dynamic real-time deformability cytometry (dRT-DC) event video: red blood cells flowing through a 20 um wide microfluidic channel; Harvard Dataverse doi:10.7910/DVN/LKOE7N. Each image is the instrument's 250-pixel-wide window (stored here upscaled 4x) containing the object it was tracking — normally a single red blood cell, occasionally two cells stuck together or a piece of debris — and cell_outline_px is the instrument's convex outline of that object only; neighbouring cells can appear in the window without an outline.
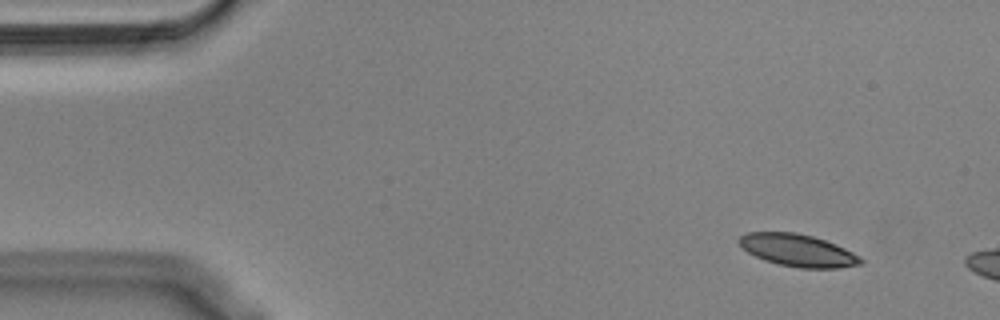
{"species": "Egyptian fruit bat (a non-hibernating species)", "species_latin": "Rousettus aegyptiacus", "temperature_condition": "cold", "stored_images_in_passage": 7, "camera_frame_rate_fps": 3000, "um_per_image_px": 0.085, "animal": {"sex": "male"}, "frame": {"image": 1, "passage_image": 1, "time_ms": 0.0, "image_size_px": [1000, 320], "cell_outline_px": [[864, 264], [840, 268], [800, 268], [780, 264], [764, 260], [748, 252], [736, 240], [740, 236], [748, 232], [796, 232], [812, 236], [836, 244], [860, 256], [864, 260]], "centroid_in_image_um": [67.84, 21.28], "position_along_channel_um": 17.2, "area_um2": 22.89}}